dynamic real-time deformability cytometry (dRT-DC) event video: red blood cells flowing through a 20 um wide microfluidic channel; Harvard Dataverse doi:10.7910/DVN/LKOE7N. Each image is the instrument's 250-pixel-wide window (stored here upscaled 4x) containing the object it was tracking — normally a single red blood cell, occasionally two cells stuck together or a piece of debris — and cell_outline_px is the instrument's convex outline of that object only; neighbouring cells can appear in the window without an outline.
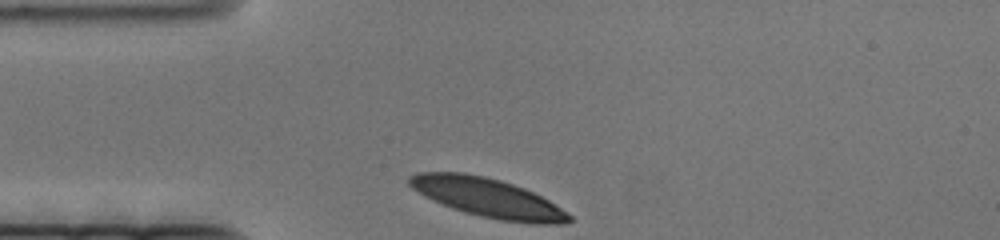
{"species": "human", "species_latin": "Homo sapiens", "temperature_condition": "cold", "stored_images_in_passage": 45, "camera_frame_rate_fps": 3000, "um_per_image_px": 0.085, "donor": {"sex": "female"}, "frame": {"image": 1, "passage_image": 1, "time_ms": 0.0, "image_size_px": [1000, 240], "cell_outline_px": [[572, 220], [568, 224], [532, 224], [500, 220], [480, 216], [464, 212], [452, 208], [432, 200], [424, 196], [412, 188], [408, 184], [408, 176], [416, 172], [464, 172], [484, 176], [500, 180], [524, 188], [548, 200], [572, 216]], "centroid_in_image_um": [41.44, 16.81], "position_along_channel_um": 43.6, "area_um2": 36.36}}
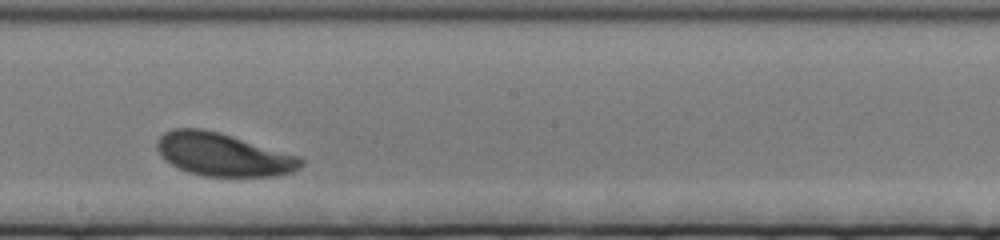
{"frame": {"image": 2, "passage_image": 26, "time_ms": 8.333, "image_size_px": [1000, 240], "cell_outline_px": [[304, 164], [300, 168], [292, 172], [272, 176], [204, 176], [188, 172], [164, 160], [156, 148], [156, 140], [164, 132], [176, 128], [200, 128], [220, 132], [300, 156], [304, 160]], "centroid_in_image_um": [18.97, 13.13], "position_along_channel_um": 229.2, "area_um2": 36.13}}
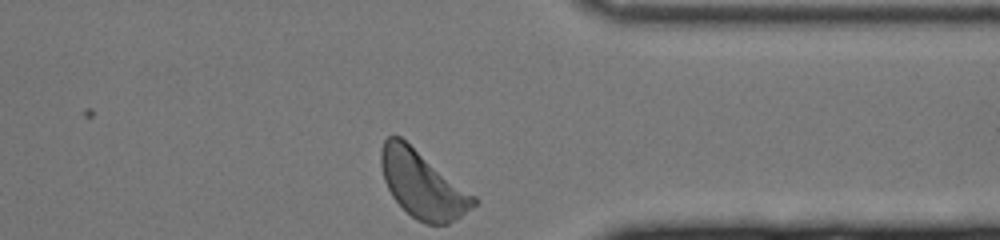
{"frame": {"image": 3, "passage_image": 45, "time_ms": 14.667, "image_size_px": [1000, 240], "cell_outline_px": [[480, 200], [476, 204], [456, 220], [448, 224], [424, 224], [416, 220], [392, 196], [384, 180], [380, 164], [380, 152], [384, 140], [388, 136], [400, 136], [476, 196]], "centroid_in_image_um": [35.92, 15.68], "position_along_channel_um": 375.5, "area_um2": 36.01}}